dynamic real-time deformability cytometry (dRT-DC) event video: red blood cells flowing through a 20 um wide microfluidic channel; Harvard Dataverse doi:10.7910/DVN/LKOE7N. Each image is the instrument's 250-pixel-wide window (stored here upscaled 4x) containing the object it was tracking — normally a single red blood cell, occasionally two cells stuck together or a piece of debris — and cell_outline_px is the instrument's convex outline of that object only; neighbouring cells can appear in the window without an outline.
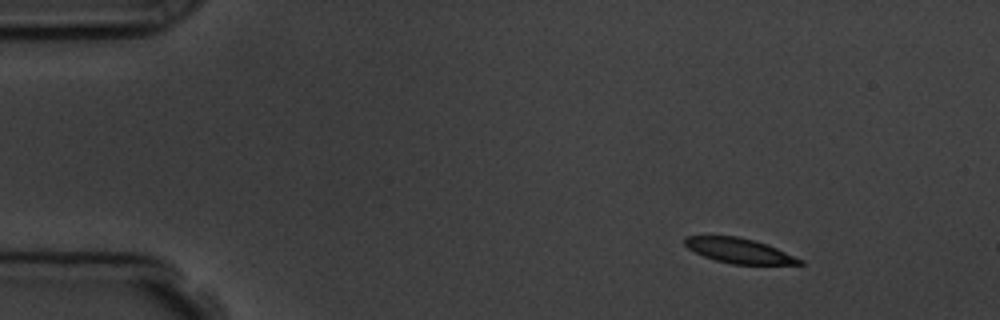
{"species": "common noctule bat (a hibernating species)", "species_latin": "Nyctalus noctula", "temperature_condition": "room temperature", "stored_images_in_passage": 3, "camera_frame_rate_fps": 3000, "um_per_image_px": 0.085, "animal": {"sex": "male", "body_mass_g": 19.5, "forearm_length_mm": 54.6}, "frame": {"image": 1, "passage_image": 1, "time_ms": 0.0, "image_size_px": [1000, 320], "cell_outline_px": [[804, 264], [732, 264], [716, 260], [704, 256], [688, 248], [684, 244], [684, 236], [736, 236], [752, 240], [776, 248], [804, 260]], "centroid_in_image_um": [62.81, 21.31], "position_along_channel_um": 22.2, "area_um2": 16.36}}
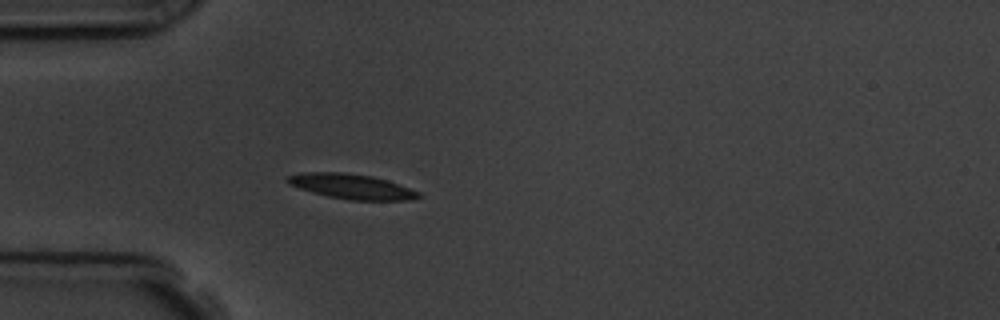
{"frame": {"image": 2, "passage_image": 3, "time_ms": 3.0, "image_size_px": [1000, 320], "cell_outline_px": [[424, 196], [412, 200], [348, 200], [328, 196], [312, 192], [288, 184], [284, 180], [288, 176], [300, 172], [344, 172], [372, 176], [388, 180], [420, 192]], "centroid_in_image_um": [29.9, 15.84], "position_along_channel_um": 55.1, "area_um2": 19.25}}